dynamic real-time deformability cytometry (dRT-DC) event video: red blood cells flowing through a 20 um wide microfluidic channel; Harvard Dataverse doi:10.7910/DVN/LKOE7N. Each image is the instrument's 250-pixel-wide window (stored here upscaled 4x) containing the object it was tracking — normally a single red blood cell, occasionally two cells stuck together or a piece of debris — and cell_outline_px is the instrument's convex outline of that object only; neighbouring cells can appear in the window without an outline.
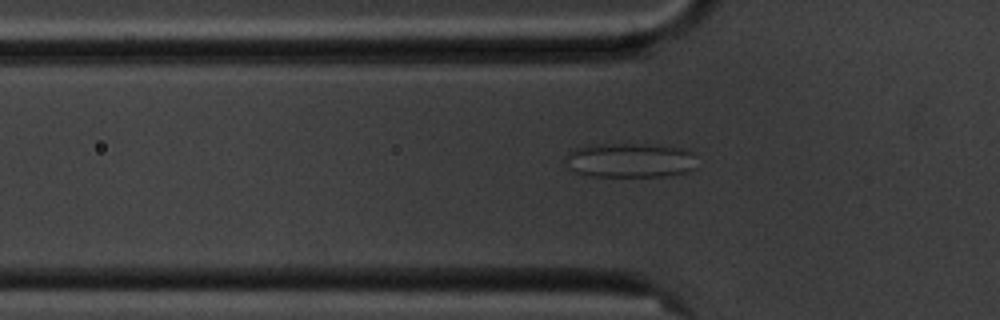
{"species": "common noctule bat (a hibernating species)", "species_latin": "Nyctalus noctula", "temperature_condition": "cold", "stored_images_in_passage": 55, "camera_frame_rate_fps": 3000, "um_per_image_px": 0.085, "animal": {"sex": "male", "body_mass_g": 20.1, "forearm_length_mm": 53.5}, "frame": {"image": 1, "passage_image": 17, "time_ms": 5.333, "image_size_px": [1000, 320], "cell_outline_px": [[696, 168], [684, 172], [660, 176], [588, 176], [576, 172], [568, 168], [564, 160], [568, 152], [572, 148], [588, 144], [644, 144], [680, 148], [692, 152]], "centroid_in_image_um": [53.45, 13.61], "position_along_channel_um": 72.3, "area_um2": 26.53}}
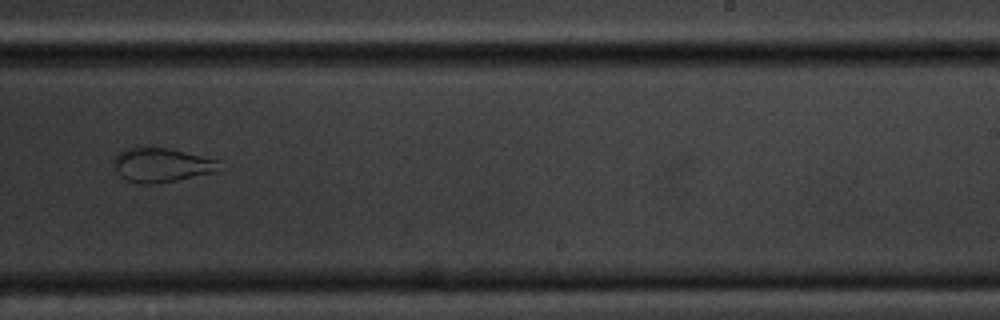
{"frame": {"image": 2, "passage_image": 34, "time_ms": 11.0, "image_size_px": [1000, 320], "cell_outline_px": [[220, 172], [156, 184], [136, 184], [124, 180], [112, 172], [112, 160], [120, 152], [128, 148], [168, 148], [220, 160]], "centroid_in_image_um": [13.7, 14.07], "position_along_channel_um": 275.3, "area_um2": 21.62}}
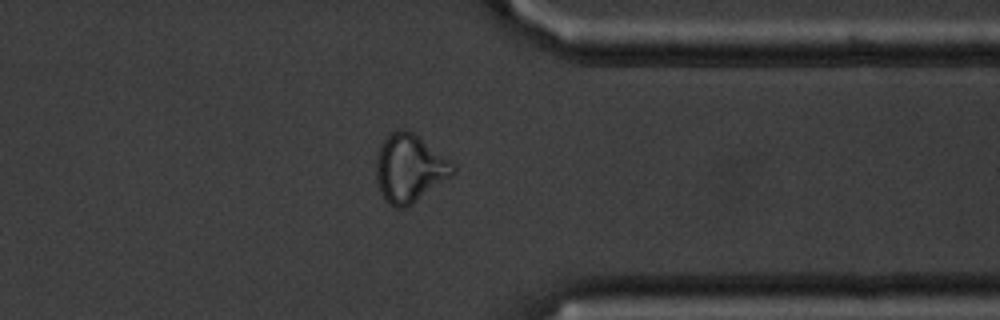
{"frame": {"image": 3, "passage_image": 43, "time_ms": 14.0, "image_size_px": [1000, 320], "cell_outline_px": [[456, 172], [452, 176], [412, 204], [404, 208], [396, 208], [388, 204], [384, 200], [380, 192], [376, 180], [376, 156], [384, 140], [392, 132], [400, 128], [404, 128], [412, 132], [452, 160], [456, 164]], "centroid_in_image_um": [34.83, 14.32], "position_along_channel_um": 376.6, "area_um2": 30.63}}